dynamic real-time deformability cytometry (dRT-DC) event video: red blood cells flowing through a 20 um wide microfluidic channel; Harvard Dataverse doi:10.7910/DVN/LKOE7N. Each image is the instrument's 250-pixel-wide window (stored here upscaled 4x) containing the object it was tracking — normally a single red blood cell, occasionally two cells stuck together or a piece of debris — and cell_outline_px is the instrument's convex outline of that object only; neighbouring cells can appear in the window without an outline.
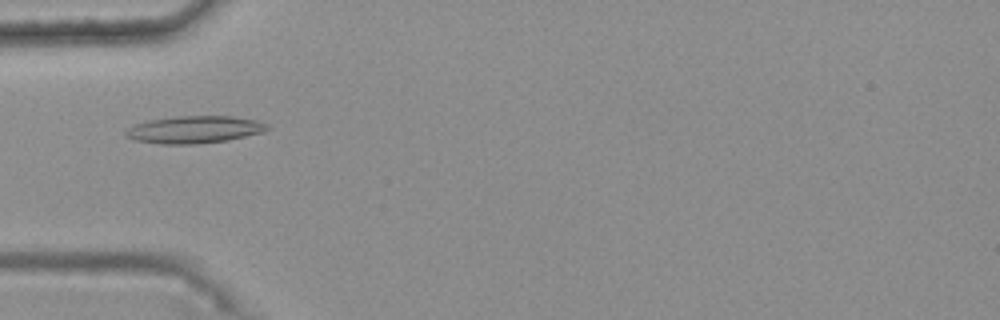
{"species": "common noctule bat (a hibernating species)", "species_latin": "Nyctalus noctula", "temperature_condition": "warm", "stored_images_in_passage": 12, "camera_frame_rate_fps": 3000, "um_per_image_px": 0.085, "animal": {"sex": "female", "body_mass_g": 25.1}, "frame": {"image": 1, "passage_image": 3, "time_ms": 0.667, "image_size_px": [1000, 320], "cell_outline_px": [[268, 128], [260, 132], [228, 140], [196, 144], [160, 144], [132, 140], [124, 136], [124, 132], [128, 128], [136, 124], [148, 120], [176, 116], [232, 116], [256, 120], [268, 124]], "centroid_in_image_um": [16.45, 11.01], "position_along_channel_um": 68.6, "area_um2": 22.48}}
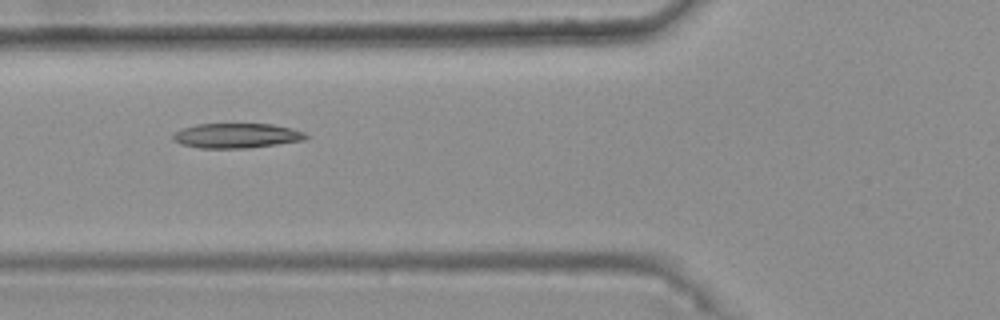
{"frame": {"image": 2, "passage_image": 6, "time_ms": 1.667, "image_size_px": [1000, 320], "cell_outline_px": [[308, 136], [304, 140], [248, 148], [200, 148], [180, 144], [172, 140], [172, 136], [180, 128], [196, 124], [272, 124], [292, 128], [304, 132]], "centroid_in_image_um": [20.07, 11.53], "position_along_channel_um": 105.7, "area_um2": 19.25}}
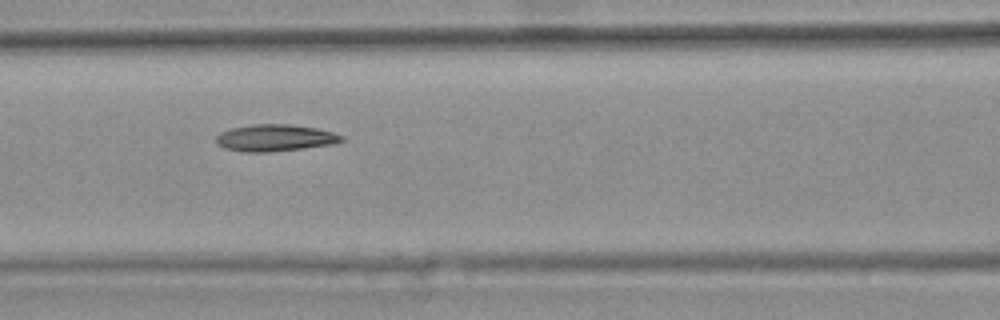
{"frame": {"image": 3, "passage_image": 9, "time_ms": 2.667, "image_size_px": [1000, 320], "cell_outline_px": [[344, 140], [332, 144], [304, 148], [268, 152], [240, 152], [224, 148], [216, 144], [216, 136], [220, 132], [232, 128], [252, 124], [288, 124], [316, 128], [332, 132], [344, 136]], "centroid_in_image_um": [23.34, 11.72], "position_along_channel_um": 143.3, "area_um2": 19.65}}